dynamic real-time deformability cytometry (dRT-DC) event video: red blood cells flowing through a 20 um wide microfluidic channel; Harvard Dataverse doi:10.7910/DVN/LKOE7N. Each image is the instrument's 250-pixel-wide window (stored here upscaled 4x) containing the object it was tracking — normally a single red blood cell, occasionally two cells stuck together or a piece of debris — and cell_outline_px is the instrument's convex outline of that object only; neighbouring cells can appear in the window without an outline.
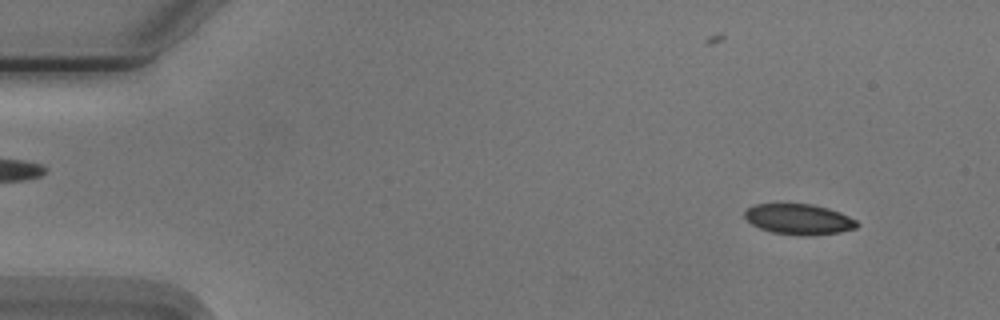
{"species": "Egyptian fruit bat (a non-hibernating species)", "species_latin": "Rousettus aegyptiacus", "temperature_condition": "cold", "stored_images_in_passage": 54, "camera_frame_rate_fps": 3000, "um_per_image_px": 0.085, "animal": {"sex": "male"}, "frame": {"image": 1, "passage_image": 5, "time_ms": 1.333, "image_size_px": [1000, 320], "cell_outline_px": [[860, 224], [856, 228], [840, 232], [812, 236], [800, 236], [772, 232], [760, 228], [752, 224], [744, 216], [744, 212], [752, 204], [812, 204], [828, 208], [840, 212], [856, 220]], "centroid_in_image_um": [67.92, 18.64], "position_along_channel_um": 17.1, "area_um2": 20.11}}
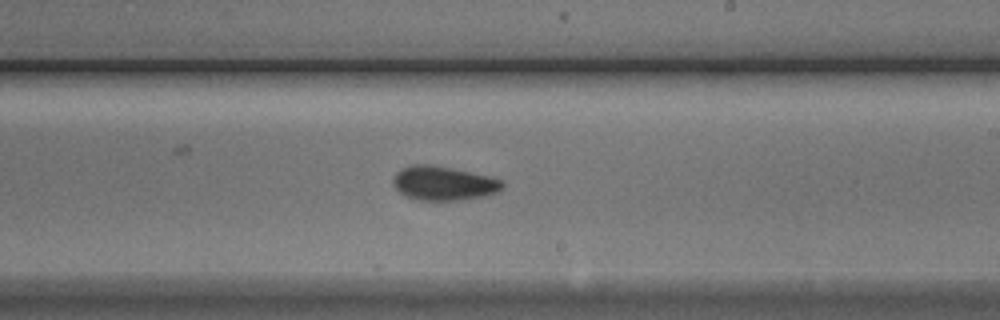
{"frame": {"image": 2, "passage_image": 32, "time_ms": 10.333, "image_size_px": [1000, 320], "cell_outline_px": [[504, 188], [500, 192], [488, 196], [460, 200], [416, 200], [400, 192], [392, 184], [392, 180], [396, 172], [412, 164], [432, 164], [492, 176], [504, 180]], "centroid_in_image_um": [37.78, 15.58], "position_along_channel_um": 251.2, "area_um2": 22.14}}
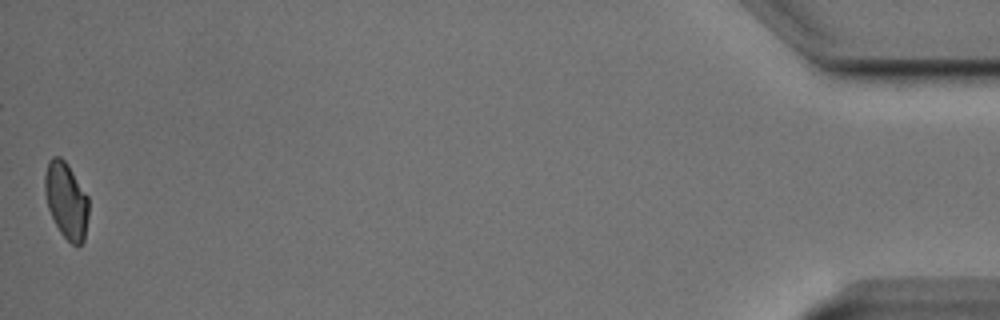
{"frame": {"image": 3, "passage_image": 54, "time_ms": 17.667, "image_size_px": [1000, 320], "cell_outline_px": [[88, 216], [84, 240], [80, 244], [72, 244], [60, 232], [48, 208], [44, 192], [44, 176], [48, 160], [52, 156], [60, 156], [68, 164], [88, 196]], "centroid_in_image_um": [5.62, 16.99], "position_along_channel_um": 429.6, "area_um2": 19.48}, "authors_computed_cell_mechanics": {"area_um2": 20.9525, "velocity_mm_per_s": 3.7437, "shape_relaxation_time_tau1_ms": 3.9042, "shape_relaxation_time_tau2_ms": 2.5459, "deformation_change_tau1": 0.0851, "deformation_change_tau2": 0.0747}}